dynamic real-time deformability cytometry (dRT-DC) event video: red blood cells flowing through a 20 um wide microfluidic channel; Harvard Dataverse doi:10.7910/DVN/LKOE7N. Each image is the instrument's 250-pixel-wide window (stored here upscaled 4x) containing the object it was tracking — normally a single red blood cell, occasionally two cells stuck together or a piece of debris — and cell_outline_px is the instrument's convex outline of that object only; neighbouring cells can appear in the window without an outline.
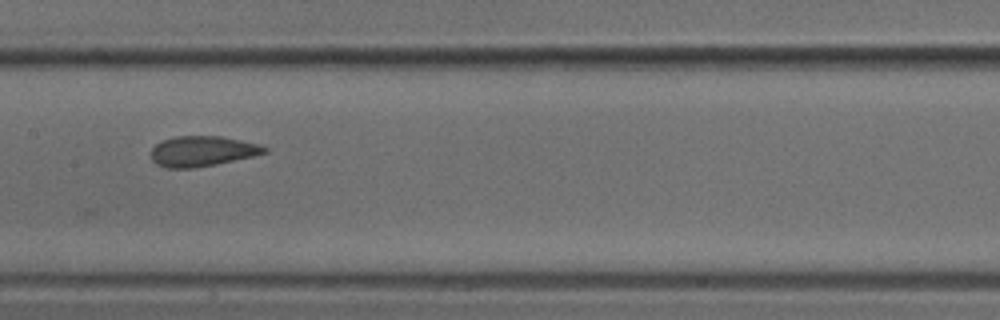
{"species": "common noctule bat (a hibernating species)", "species_latin": "Nyctalus noctula", "temperature_condition": "cold", "stored_images_in_passage": 7, "camera_frame_rate_fps": 3000, "um_per_image_px": 0.085, "animal": {"sex": "male", "body_mass_g": 18.8}, "frame": {"image": 1, "passage_image": 7, "time_ms": 2.0, "image_size_px": [1000, 320], "cell_outline_px": [[268, 152], [252, 156], [216, 164], [192, 168], [168, 168], [156, 164], [152, 160], [152, 148], [156, 144], [164, 140], [176, 136], [220, 136], [260, 144], [268, 148]], "centroid_in_image_um": [17.2, 12.85], "position_along_channel_um": 190.2, "area_um2": 19.88}}